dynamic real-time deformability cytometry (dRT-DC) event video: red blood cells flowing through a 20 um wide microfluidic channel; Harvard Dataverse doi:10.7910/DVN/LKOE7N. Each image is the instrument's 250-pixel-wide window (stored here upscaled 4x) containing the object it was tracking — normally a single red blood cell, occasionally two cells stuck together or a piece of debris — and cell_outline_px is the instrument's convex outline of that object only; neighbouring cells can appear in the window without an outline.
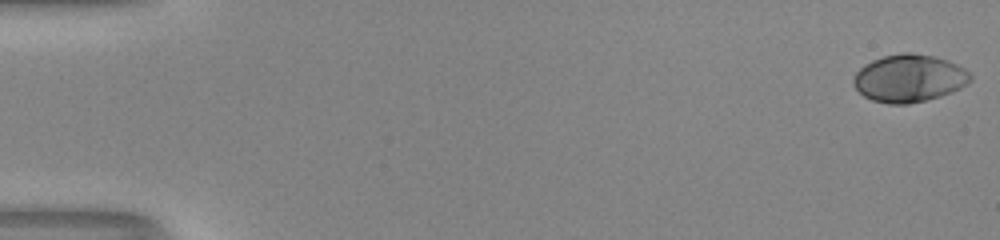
{"species": "human", "species_latin": "Homo sapiens", "temperature_condition": "room temperature", "stored_images_in_passage": 54, "camera_frame_rate_fps": 3000, "um_per_image_px": 0.085, "donor": {"sex": "male"}, "frame": {"image": 1, "passage_image": 1, "time_ms": 0.0, "image_size_px": [1000, 240], "cell_outline_px": [[972, 80], [968, 84], [960, 88], [940, 96], [928, 100], [908, 104], [888, 104], [872, 100], [864, 96], [852, 84], [852, 80], [856, 72], [864, 64], [872, 60], [884, 56], [904, 52], [908, 52], [932, 56], [948, 60], [964, 68], [972, 76]], "centroid_in_image_um": [77.27, 6.66], "position_along_channel_um": 7.7, "area_um2": 32.48}}
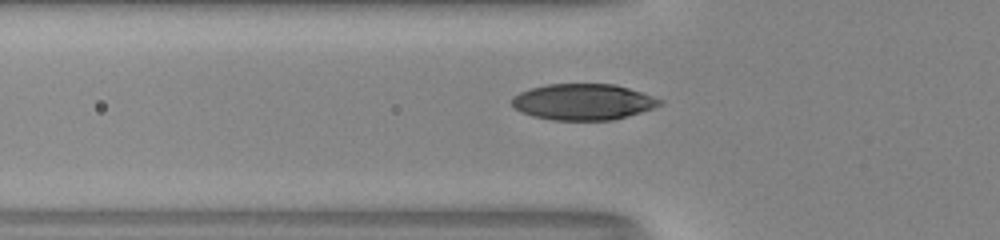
{"frame": {"image": 2, "passage_image": 20, "time_ms": 6.333, "image_size_px": [1000, 240], "cell_outline_px": [[664, 104], [640, 112], [612, 120], [552, 120], [532, 116], [520, 112], [512, 104], [512, 96], [520, 92], [532, 88], [548, 84], [616, 84], [664, 100]], "centroid_in_image_um": [49.56, 8.66], "position_along_channel_um": 76.2, "area_um2": 31.04}}
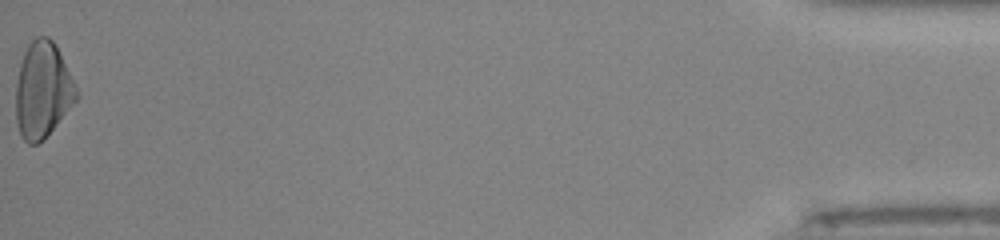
{"frame": {"image": 3, "passage_image": 54, "time_ms": 17.667, "image_size_px": [1000, 240], "cell_outline_px": [[80, 96], [44, 140], [36, 144], [28, 144], [20, 136], [16, 120], [16, 84], [20, 64], [24, 52], [28, 44], [36, 36], [48, 36], [56, 44]], "centroid_in_image_um": [3.62, 7.67], "position_along_channel_um": 431.6, "area_um2": 33.93}, "authors_computed_cell_mechanics": {"area_um2": 31.4721, "velocity_mm_per_s": 4.0196, "shape_relaxation_time_tau1_ms": 3.5367, "shape_relaxation_time_tau2_ms": null, "deformation_change_tau1": 0.1896, "deformation_change_tau2": null}}